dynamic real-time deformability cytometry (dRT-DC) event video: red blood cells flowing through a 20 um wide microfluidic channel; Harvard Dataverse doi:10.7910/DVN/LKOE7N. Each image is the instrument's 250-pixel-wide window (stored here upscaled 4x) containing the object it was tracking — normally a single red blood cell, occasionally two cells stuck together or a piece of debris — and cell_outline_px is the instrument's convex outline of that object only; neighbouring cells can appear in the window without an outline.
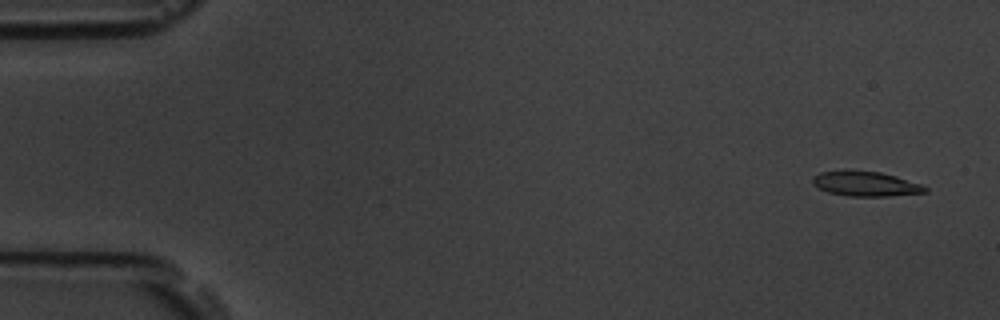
{"species": "common noctule bat (a hibernating species)", "species_latin": "Nyctalus noctula", "temperature_condition": "room temperature", "stored_images_in_passage": 58, "camera_frame_rate_fps": 3000, "um_per_image_px": 0.085, "animal": {"sex": "male", "body_mass_g": 19.5, "forearm_length_mm": 54.6}, "frame": {"image": 1, "passage_image": 3, "time_ms": 0.667, "image_size_px": [1000, 320], "cell_outline_px": [[928, 192], [888, 196], [848, 196], [828, 192], [812, 184], [812, 176], [820, 172], [844, 168], [880, 172], [896, 176], [920, 184], [928, 188]], "centroid_in_image_um": [73.52, 15.59], "position_along_channel_um": 11.5, "area_um2": 16.65}}
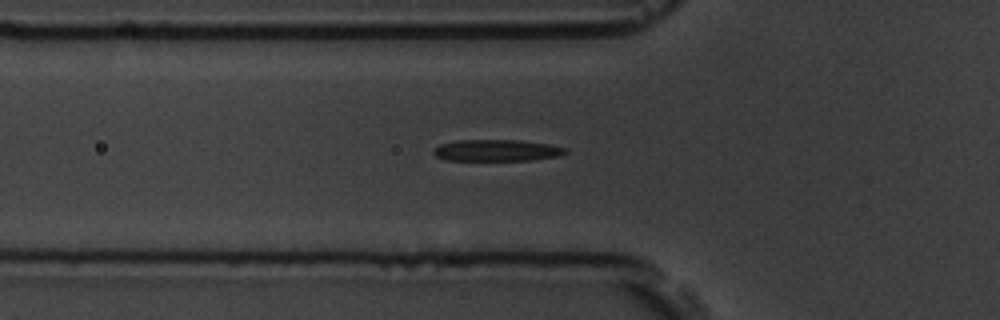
{"frame": {"image": 2, "passage_image": 20, "time_ms": 6.333, "image_size_px": [1000, 320], "cell_outline_px": [[568, 152], [556, 156], [532, 160], [448, 160], [436, 156], [432, 152], [440, 144], [456, 140], [520, 140], [548, 144], [568, 148]], "centroid_in_image_um": [42.23, 12.77], "position_along_channel_um": 83.6, "area_um2": 16.47}}
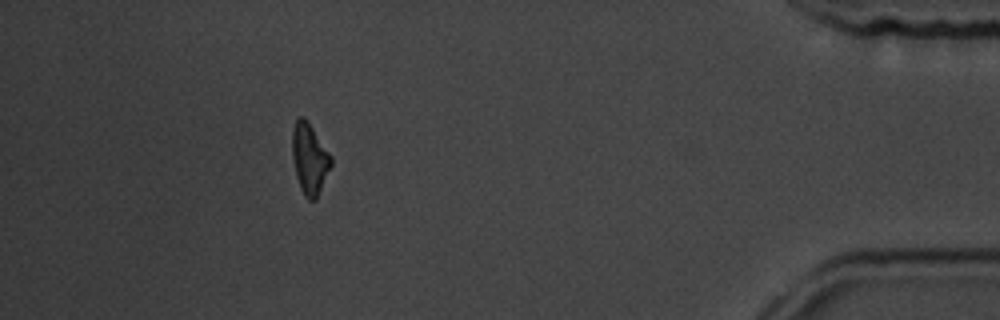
{"frame": {"image": 3, "passage_image": 52, "time_ms": 17.0, "image_size_px": [1000, 320], "cell_outline_px": [[332, 164], [316, 200], [308, 200], [304, 196], [300, 188], [296, 176], [292, 156], [292, 128], [296, 120], [300, 116], [304, 116], [308, 120], [332, 156]], "centroid_in_image_um": [26.31, 13.47], "position_along_channel_um": 408.9, "area_um2": 16.24}, "authors_computed_cell_mechanics": {"area_um2": 16.5886, "velocity_mm_per_s": 3.5584, "shape_relaxation_time_tau1_ms": 3.5794, "shape_relaxation_time_tau2_ms": 0.5048, "deformation_change_tau1": 0.149, "deformation_change_tau2": 0.0999}}